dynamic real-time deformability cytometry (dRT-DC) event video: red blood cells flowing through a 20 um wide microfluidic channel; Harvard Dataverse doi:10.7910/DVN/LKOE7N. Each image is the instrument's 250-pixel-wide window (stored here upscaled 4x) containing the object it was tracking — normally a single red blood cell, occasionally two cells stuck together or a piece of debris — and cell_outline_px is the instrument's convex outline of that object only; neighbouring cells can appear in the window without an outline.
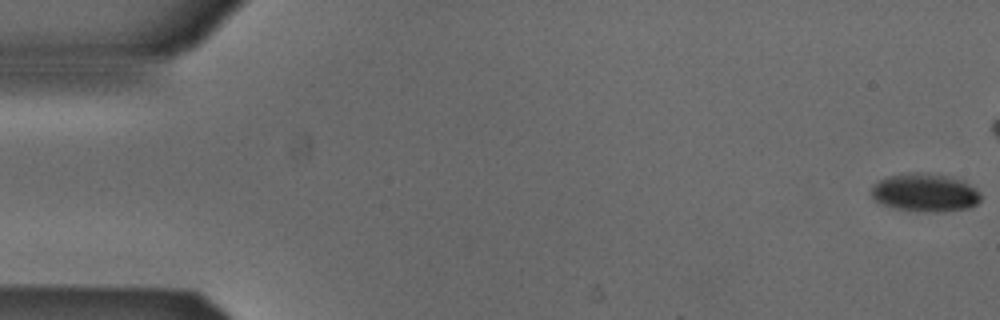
{"species": "Egyptian fruit bat (a non-hibernating species)", "species_latin": "Rousettus aegyptiacus", "temperature_condition": "cold", "stored_images_in_passage": 6, "camera_frame_rate_fps": 3000, "um_per_image_px": 0.085, "animal": {"sex": "male"}, "frame": {"image": 1, "passage_image": 1, "time_ms": 0.0, "image_size_px": [1000, 320], "cell_outline_px": [[980, 200], [976, 204], [968, 208], [944, 212], [920, 212], [896, 208], [880, 204], [872, 196], [872, 184], [888, 176], [908, 172], [928, 172], [952, 176], [964, 180], [976, 188], [980, 192]], "centroid_in_image_um": [78.65, 16.36], "position_along_channel_um": 6.3, "area_um2": 24.85}}